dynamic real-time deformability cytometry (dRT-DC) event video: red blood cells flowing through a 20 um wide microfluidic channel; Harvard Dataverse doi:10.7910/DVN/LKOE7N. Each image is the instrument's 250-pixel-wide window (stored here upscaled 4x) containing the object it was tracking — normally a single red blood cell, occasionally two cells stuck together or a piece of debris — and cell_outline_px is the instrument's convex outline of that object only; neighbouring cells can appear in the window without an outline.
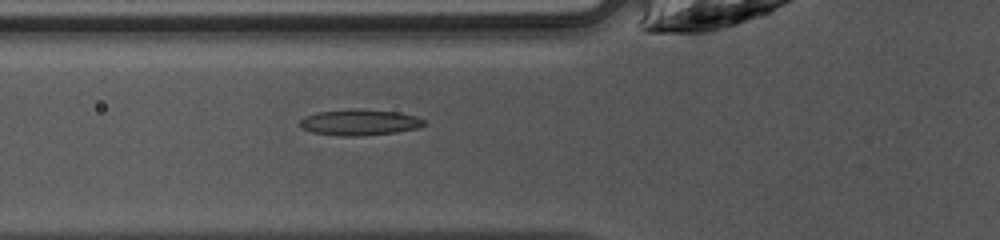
{"species": "common noctule bat (a hibernating species)", "species_latin": "Nyctalus noctula", "temperature_condition": "warm", "stored_images_in_passage": 47, "camera_frame_rate_fps": 3000, "um_per_image_px": 0.085, "animal": {"sex": "female", "body_mass_g": 10.0, "forearm_length_mm": 53.1}, "frame": {"image": 1, "passage_image": 17, "time_ms": 5.333, "image_size_px": [1000, 240], "cell_outline_px": [[428, 124], [420, 128], [396, 132], [360, 136], [340, 136], [312, 132], [300, 128], [300, 120], [304, 116], [316, 112], [348, 108], [360, 108], [400, 112], [416, 116], [424, 120]], "centroid_in_image_um": [30.58, 10.38], "position_along_channel_um": 95.2, "area_um2": 19.31}}
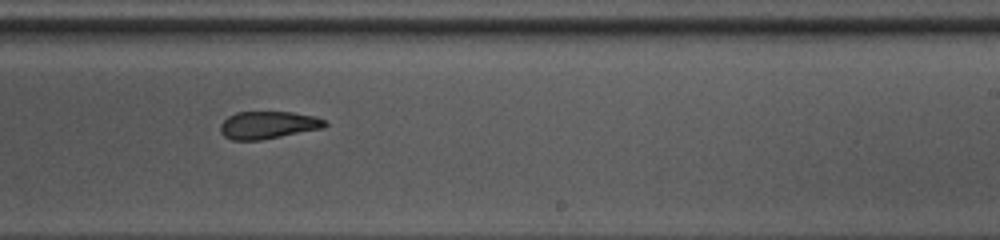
{"frame": {"image": 2, "passage_image": 29, "time_ms": 9.333, "image_size_px": [1000, 240], "cell_outline_px": [[328, 124], [324, 128], [260, 140], [232, 140], [224, 136], [220, 132], [220, 124], [228, 116], [236, 112], [292, 112], [316, 116], [324, 120]], "centroid_in_image_um": [22.78, 10.62], "position_along_channel_um": 266.2, "area_um2": 16.82}}
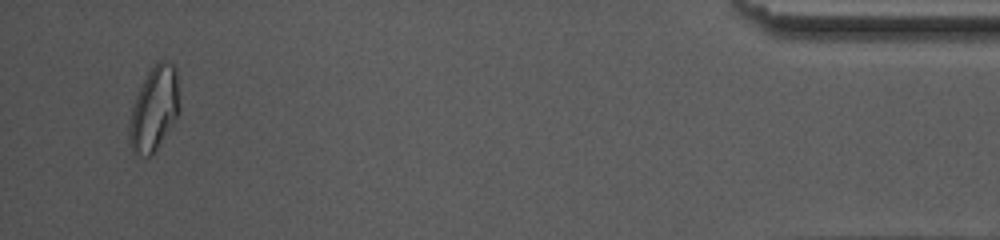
{"frame": {"image": 3, "passage_image": 45, "time_ms": 14.667, "image_size_px": [1000, 240], "cell_outline_px": [[180, 112], [156, 148], [148, 156], [132, 152], [128, 140], [128, 124], [132, 104], [148, 72], [156, 60], [164, 60], [172, 64], [176, 68], [180, 108]], "centroid_in_image_um": [13.09, 9.21], "position_along_channel_um": 422.1, "area_um2": 24.57}, "authors_computed_cell_mechanics": {"area_um2": 18.496, "velocity_mm_per_s": 4.2683, "shape_relaxation_time_tau1_ms": null, "shape_relaxation_time_tau2_ms": 2.6095, "deformation_change_tau1": null, "deformation_change_tau2": 0.1089}}